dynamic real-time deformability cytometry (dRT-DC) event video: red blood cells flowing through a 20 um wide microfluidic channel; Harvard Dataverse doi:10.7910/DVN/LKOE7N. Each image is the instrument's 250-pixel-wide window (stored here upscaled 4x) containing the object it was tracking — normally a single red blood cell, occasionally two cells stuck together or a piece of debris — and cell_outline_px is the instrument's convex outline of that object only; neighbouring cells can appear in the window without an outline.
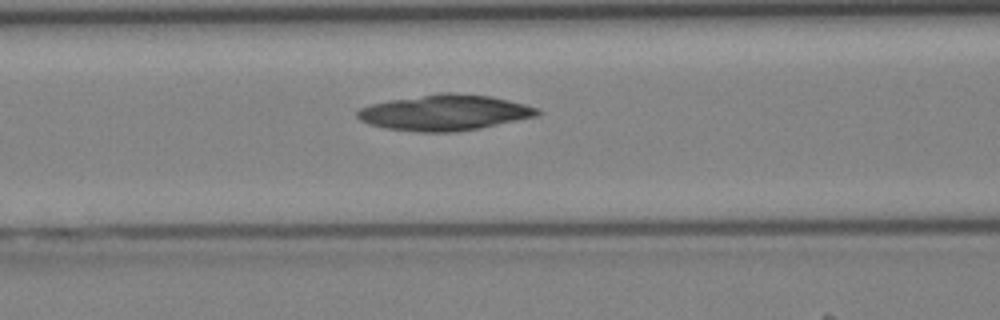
{"species": "Egyptian fruit bat (a non-hibernating species)", "species_latin": "Rousettus aegyptiacus", "temperature_condition": "cold", "stored_images_in_passage": 11, "camera_frame_rate_fps": 3000, "um_per_image_px": 0.085, "animal": {"sex": "female"}, "frame": {"image": 1, "passage_image": 7, "time_ms": 2.0, "image_size_px": [1000, 320], "cell_outline_px": [[544, 112], [540, 116], [480, 128], [456, 132], [420, 132], [384, 128], [368, 124], [360, 120], [356, 116], [356, 112], [360, 108], [372, 104], [392, 100], [440, 92], [452, 92], [492, 96], [524, 104], [536, 108]], "centroid_in_image_um": [37.83, 9.57], "position_along_channel_um": 128.8, "area_um2": 37.69}}
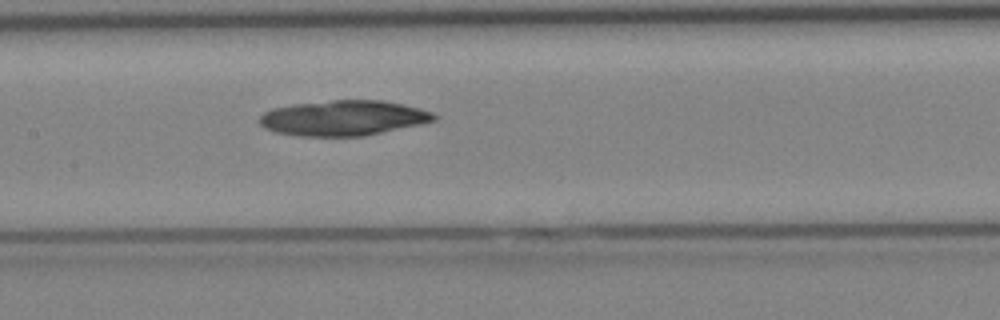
{"frame": {"image": 2, "passage_image": 10, "time_ms": 3.0, "image_size_px": [1000, 320], "cell_outline_px": [[440, 116], [436, 120], [424, 124], [364, 136], [292, 136], [272, 132], [264, 128], [260, 124], [260, 116], [264, 112], [272, 108], [296, 104], [332, 100], [384, 100], [404, 104], [420, 108], [432, 112]], "centroid_in_image_um": [29.22, 10.04], "position_along_channel_um": 178.2, "area_um2": 36.36}}